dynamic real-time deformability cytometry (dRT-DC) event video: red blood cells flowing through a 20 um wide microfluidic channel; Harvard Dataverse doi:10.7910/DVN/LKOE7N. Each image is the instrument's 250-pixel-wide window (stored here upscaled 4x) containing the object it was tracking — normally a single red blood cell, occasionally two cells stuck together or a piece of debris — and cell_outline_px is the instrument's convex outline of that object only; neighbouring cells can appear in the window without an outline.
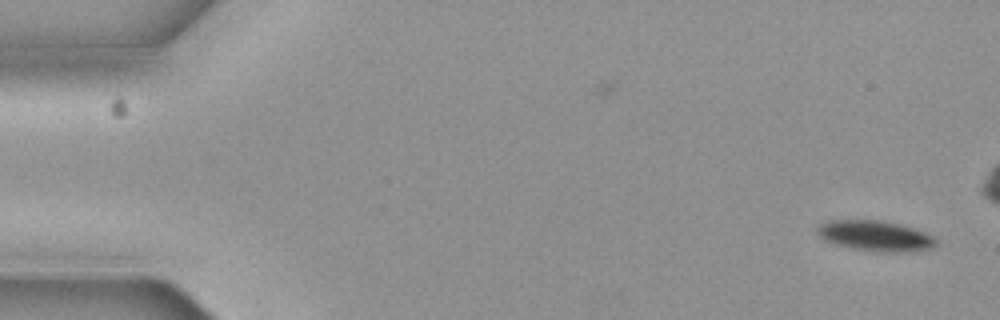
{"species": "common noctule bat (a hibernating species)", "species_latin": "Nyctalus noctula", "temperature_condition": "cold", "stored_images_in_passage": 2, "camera_frame_rate_fps": 3000, "um_per_image_px": 0.085, "animal": {"sex": "female", "body_mass_g": 19.3, "forearm_length_mm": 54.1}, "frame": {"image": 1, "passage_image": 2, "time_ms": 0.333, "image_size_px": [1000, 320], "cell_outline_px": [[940, 240], [932, 248], [908, 252], [888, 252], [856, 248], [840, 244], [828, 240], [820, 236], [816, 228], [820, 224], [828, 220], [880, 220], [900, 224], [916, 228], [936, 236]], "centroid_in_image_um": [74.53, 20.02], "position_along_channel_um": 10.5, "area_um2": 20.92}}